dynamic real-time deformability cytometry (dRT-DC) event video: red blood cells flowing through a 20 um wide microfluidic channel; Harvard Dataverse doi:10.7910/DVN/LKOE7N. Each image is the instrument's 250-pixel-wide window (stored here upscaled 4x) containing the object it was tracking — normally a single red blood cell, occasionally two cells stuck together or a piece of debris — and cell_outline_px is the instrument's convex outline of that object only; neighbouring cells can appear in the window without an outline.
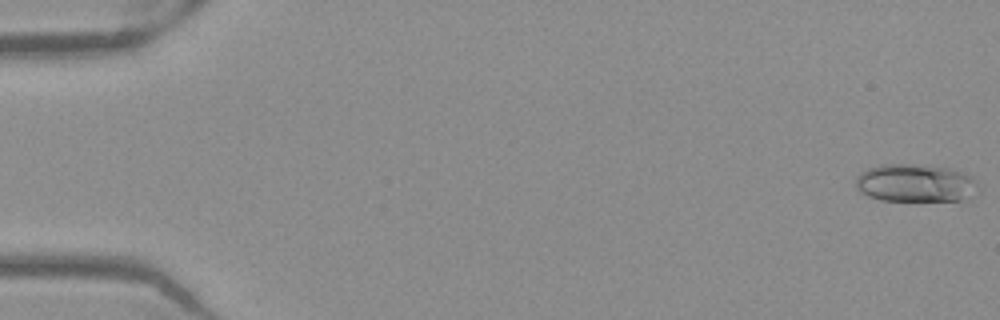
{"species": "Egyptian fruit bat (a non-hibernating species)", "species_latin": "Rousettus aegyptiacus", "temperature_condition": "warm", "stored_images_in_passage": 52, "camera_frame_rate_fps": 3000, "um_per_image_px": 0.085, "frame": {"image": 1, "passage_image": 1, "time_ms": 0.0, "image_size_px": [1000, 320], "cell_outline_px": [[972, 180], [960, 200], [880, 200], [868, 196], [860, 192], [856, 188], [856, 176], [860, 172], [868, 168], [884, 164], [912, 164], [948, 168], [972, 176]], "centroid_in_image_um": [77.56, 15.53], "position_along_channel_um": 7.4, "area_um2": 25.72}}
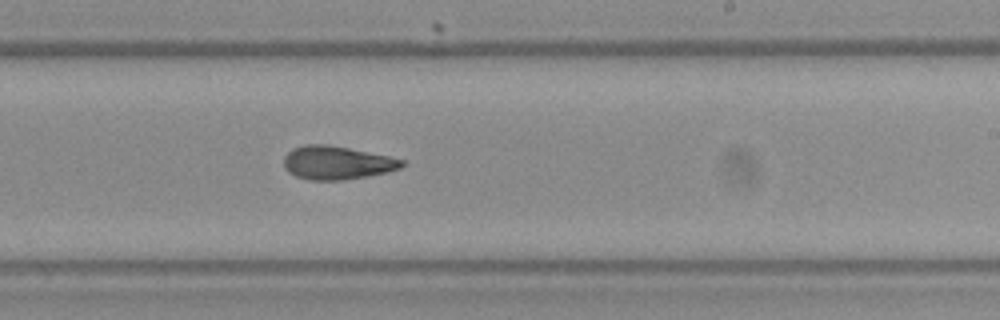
{"frame": {"image": 2, "passage_image": 32, "time_ms": 10.333, "image_size_px": [1000, 320], "cell_outline_px": [[408, 164], [400, 168], [388, 172], [368, 176], [340, 180], [308, 180], [296, 176], [288, 172], [284, 168], [284, 156], [292, 148], [304, 144], [328, 144], [388, 156], [404, 160]], "centroid_in_image_um": [28.63, 13.83], "position_along_channel_um": 260.4, "area_um2": 23.12}}
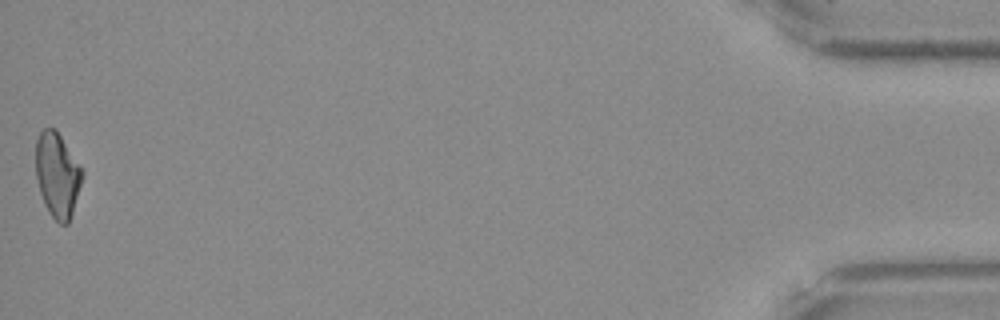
{"frame": {"image": 3, "passage_image": 52, "time_ms": 17.0, "image_size_px": [1000, 320], "cell_outline_px": [[84, 176], [68, 224], [60, 224], [48, 212], [44, 204], [40, 192], [36, 176], [36, 140], [40, 132], [44, 128], [56, 128], [84, 172]], "centroid_in_image_um": [4.87, 14.86], "position_along_channel_um": 430.3, "area_um2": 22.89}, "authors_computed_cell_mechanics": {"area_um2": 23.2356, "velocity_mm_per_s": 3.9639, "shape_relaxation_time_tau1_ms": null, "shape_relaxation_time_tau2_ms": 4.8418, "deformation_change_tau1": null, "deformation_change_tau2": 0.141}}